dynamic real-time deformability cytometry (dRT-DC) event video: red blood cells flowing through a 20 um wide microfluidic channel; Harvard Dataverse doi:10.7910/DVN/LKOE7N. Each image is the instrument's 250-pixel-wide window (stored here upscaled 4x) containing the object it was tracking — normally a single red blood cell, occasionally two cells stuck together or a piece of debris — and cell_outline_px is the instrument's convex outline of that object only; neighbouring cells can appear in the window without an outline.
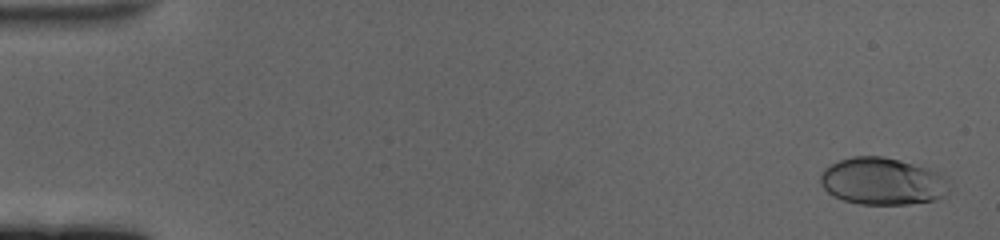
{"species": "human", "species_latin": "Homo sapiens", "temperature_condition": "cold", "stored_images_in_passage": 61, "camera_frame_rate_fps": 3000, "um_per_image_px": 0.085, "donor": {"sex": "female"}, "frame": {"image": 1, "passage_image": 2, "time_ms": 0.333, "image_size_px": [1000, 240], "cell_outline_px": [[948, 192], [944, 196], [936, 200], [908, 204], [860, 204], [844, 200], [832, 196], [820, 184], [820, 176], [824, 168], [840, 160], [852, 156], [884, 156], [900, 160], [928, 168], [948, 176]], "centroid_in_image_um": [75.03, 15.41], "position_along_channel_um": 10.0, "area_um2": 35.66}}
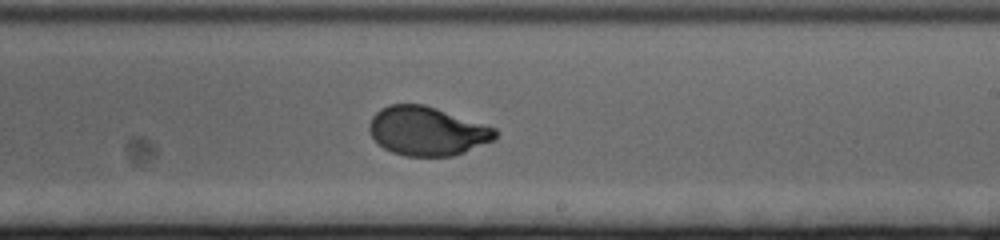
{"frame": {"image": 2, "passage_image": 37, "time_ms": 12.0, "image_size_px": [1000, 240], "cell_outline_px": [[500, 132], [496, 140], [464, 152], [452, 156], [404, 156], [392, 152], [384, 148], [372, 136], [368, 128], [368, 124], [372, 116], [380, 108], [388, 104], [424, 104], [496, 128]], "centroid_in_image_um": [36.32, 11.14], "position_along_channel_um": 252.7, "area_um2": 36.07}}
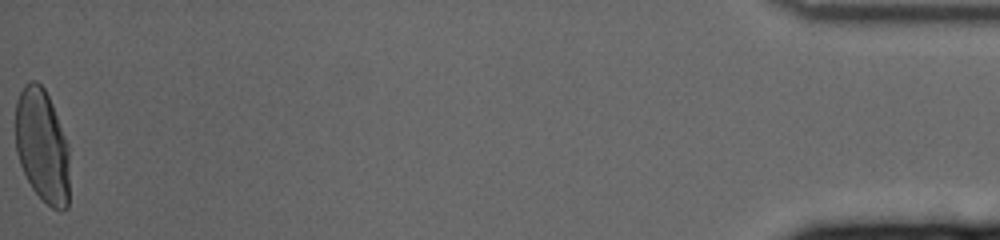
{"frame": {"image": 3, "passage_image": 61, "time_ms": 20.0, "image_size_px": [1000, 240], "cell_outline_px": [[68, 208], [60, 212], [52, 208], [32, 188], [20, 164], [16, 152], [16, 100], [24, 84], [28, 80], [36, 80], [44, 88], [52, 104], [68, 144]], "centroid_in_image_um": [3.58, 12.38], "position_along_channel_um": 431.6, "area_um2": 35.66}, "authors_computed_cell_mechanics": {"area_um2": 35.6048, "velocity_mm_per_s": 3.3728, "shape_relaxation_time_tau1_ms": 5.3578, "shape_relaxation_time_tau2_ms": null, "deformation_change_tau1": 0.2066, "deformation_change_tau2": null}}